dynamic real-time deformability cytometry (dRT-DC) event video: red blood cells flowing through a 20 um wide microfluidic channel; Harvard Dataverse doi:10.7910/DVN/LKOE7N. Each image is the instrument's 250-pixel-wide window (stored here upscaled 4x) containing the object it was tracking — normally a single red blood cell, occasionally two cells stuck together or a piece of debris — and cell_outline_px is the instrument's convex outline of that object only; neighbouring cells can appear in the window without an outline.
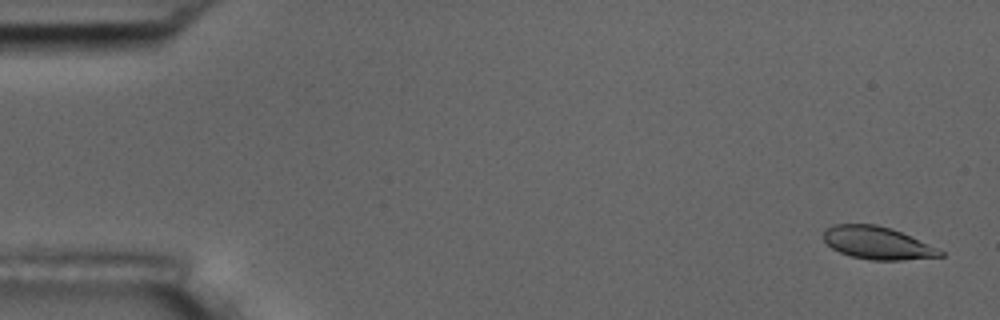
{"species": "common noctule bat (a hibernating species)", "species_latin": "Nyctalus noctula", "temperature_condition": "room temperature", "stored_images_in_passage": 53, "camera_frame_rate_fps": 3000, "um_per_image_px": 0.085, "animal": {"sex": "male", "body_mass_g": 17.5, "forearm_length_mm": 52.3}, "frame": {"image": 1, "passage_image": 3, "time_ms": 0.667, "image_size_px": [1000, 320], "cell_outline_px": [[932, 256], [856, 256], [844, 252], [836, 248], [832, 244], [848, 224], [864, 224], [884, 228], [908, 236], [920, 244]], "centroid_in_image_um": [74.54, 20.6], "position_along_channel_um": 10.5, "area_um2": 15.84}}
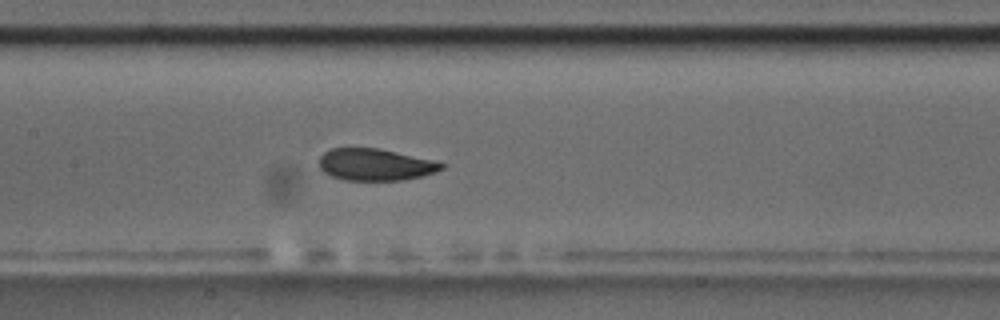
{"frame": {"image": 2, "passage_image": 27, "time_ms": 8.667, "image_size_px": [1000, 320], "cell_outline_px": [[440, 168], [428, 172], [412, 176], [384, 180], [364, 180], [340, 176], [324, 168], [324, 156], [328, 152], [340, 148], [368, 148], [388, 152], [440, 164]], "centroid_in_image_um": [31.84, 13.97], "position_along_channel_um": 175.6, "area_um2": 19.19}}
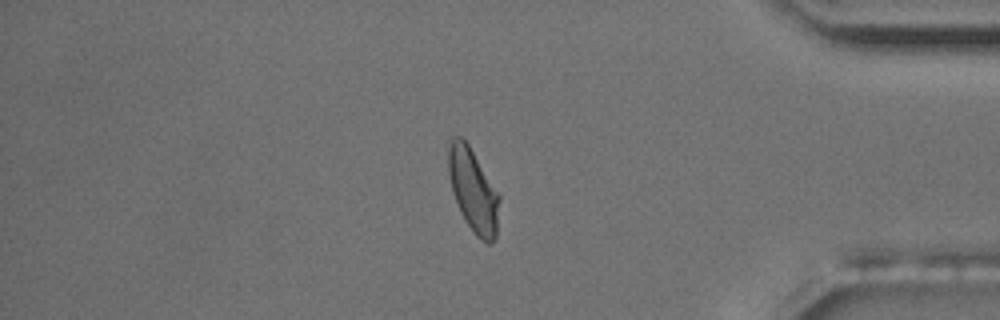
{"frame": {"image": 3, "passage_image": 47, "time_ms": 15.333, "image_size_px": [1000, 320], "cell_outline_px": [[496, 200], [492, 240], [480, 236], [472, 228], [460, 208], [452, 184], [452, 148], [464, 140], [496, 196]], "centroid_in_image_um": [40.21, 16.26], "position_along_channel_um": 395.0, "area_um2": 19.31}, "authors_computed_cell_mechanics": {"area_um2": 18.6694, "velocity_mm_per_s": 3.7231, "shape_relaxation_time_tau1_ms": 4.1569, "shape_relaxation_time_tau2_ms": 2.6645, "deformation_change_tau1": 0.1504, "deformation_change_tau2": 0.0959}}